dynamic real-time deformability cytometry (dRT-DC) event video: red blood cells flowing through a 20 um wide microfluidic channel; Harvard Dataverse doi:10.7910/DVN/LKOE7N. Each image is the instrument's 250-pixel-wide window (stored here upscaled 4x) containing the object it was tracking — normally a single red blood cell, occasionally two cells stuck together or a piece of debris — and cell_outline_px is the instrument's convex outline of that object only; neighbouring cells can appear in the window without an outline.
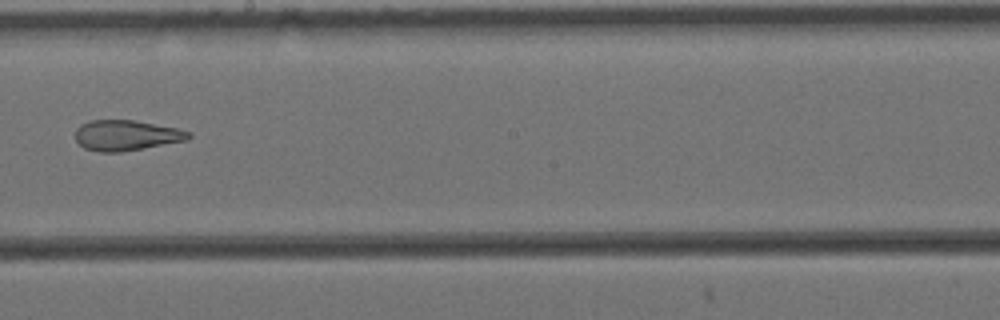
{"species": "Egyptian fruit bat (a non-hibernating species)", "species_latin": "Rousettus aegyptiacus", "temperature_condition": "cold", "stored_images_in_passage": 15, "camera_frame_rate_fps": 3000, "um_per_image_px": 0.085, "animal": {"sex": "female"}, "frame": {"image": 1, "passage_image": 9, "time_ms": 2.667, "image_size_px": [1000, 320], "cell_outline_px": [[192, 136], [188, 140], [120, 152], [100, 152], [84, 148], [76, 140], [76, 128], [80, 124], [92, 120], [132, 120], [180, 128], [192, 132]], "centroid_in_image_um": [10.77, 11.5], "position_along_channel_um": 237.4, "area_um2": 20.17}}
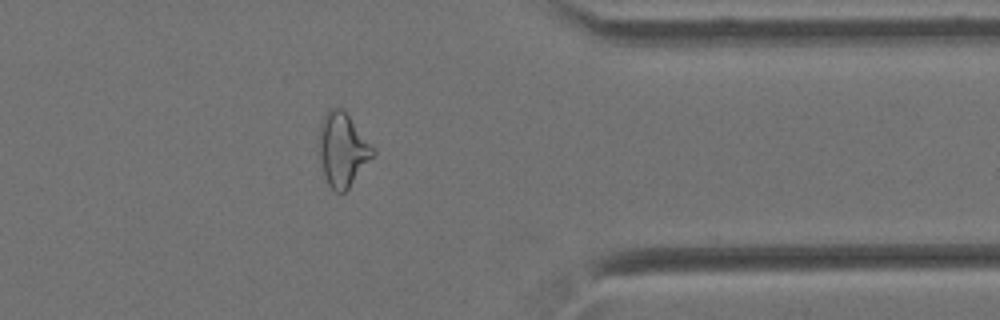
{"frame": {"image": 2, "passage_image": 13, "time_ms": 4.0, "image_size_px": [1000, 320], "cell_outline_px": [[376, 152], [348, 188], [344, 192], [336, 192], [328, 184], [320, 160], [316, 144], [320, 124], [328, 108], [344, 108], [376, 148]], "centroid_in_image_um": [29.11, 12.65], "position_along_channel_um": 382.3, "area_um2": 23.52}}